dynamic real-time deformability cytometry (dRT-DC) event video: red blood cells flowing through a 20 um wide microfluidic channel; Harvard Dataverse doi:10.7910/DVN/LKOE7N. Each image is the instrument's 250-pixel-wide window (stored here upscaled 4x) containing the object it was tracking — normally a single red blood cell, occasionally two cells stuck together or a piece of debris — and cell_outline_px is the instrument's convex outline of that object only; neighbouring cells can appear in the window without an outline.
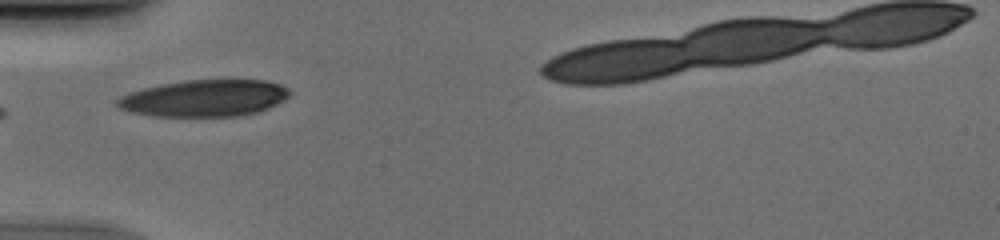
{"species": "human", "species_latin": "Homo sapiens", "temperature_condition": "cold", "stored_images_in_passage": 22, "camera_frame_rate_fps": 3000, "um_per_image_px": 0.085, "donor": {"sex": "male"}, "frame": {"image": 1, "passage_image": 1, "time_ms": 0.0, "image_size_px": [1000, 240], "cell_outline_px": [[292, 92], [284, 100], [268, 108], [256, 112], [236, 116], [156, 116], [132, 112], [120, 108], [116, 104], [116, 100], [120, 96], [144, 88], [184, 80], [264, 80], [280, 84], [288, 88]], "centroid_in_image_um": [17.41, 8.34], "position_along_channel_um": 67.6, "area_um2": 36.65}}